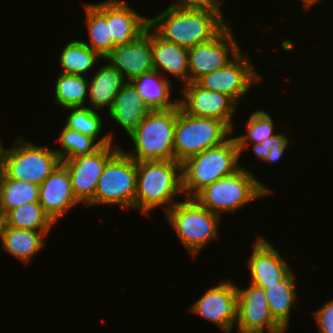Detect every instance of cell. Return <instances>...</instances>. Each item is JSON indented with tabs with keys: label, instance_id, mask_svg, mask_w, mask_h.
Masks as SVG:
<instances>
[{
	"label": "cell",
	"instance_id": "2e32d148",
	"mask_svg": "<svg viewBox=\"0 0 333 333\" xmlns=\"http://www.w3.org/2000/svg\"><path fill=\"white\" fill-rule=\"evenodd\" d=\"M103 59H107L114 69L126 77V82L153 70L152 29L148 26L136 40L117 45Z\"/></svg>",
	"mask_w": 333,
	"mask_h": 333
},
{
	"label": "cell",
	"instance_id": "277c9868",
	"mask_svg": "<svg viewBox=\"0 0 333 333\" xmlns=\"http://www.w3.org/2000/svg\"><path fill=\"white\" fill-rule=\"evenodd\" d=\"M271 193L266 185L243 166L235 173L206 186L194 198L211 212L221 216L241 209L245 204Z\"/></svg>",
	"mask_w": 333,
	"mask_h": 333
},
{
	"label": "cell",
	"instance_id": "74e56055",
	"mask_svg": "<svg viewBox=\"0 0 333 333\" xmlns=\"http://www.w3.org/2000/svg\"><path fill=\"white\" fill-rule=\"evenodd\" d=\"M321 0H301V2L303 3V7L305 8H310L312 5L314 6L315 3H318Z\"/></svg>",
	"mask_w": 333,
	"mask_h": 333
},
{
	"label": "cell",
	"instance_id": "ba28073f",
	"mask_svg": "<svg viewBox=\"0 0 333 333\" xmlns=\"http://www.w3.org/2000/svg\"><path fill=\"white\" fill-rule=\"evenodd\" d=\"M61 163L53 149L18 137L12 147L3 151L2 172L9 178L40 186Z\"/></svg>",
	"mask_w": 333,
	"mask_h": 333
},
{
	"label": "cell",
	"instance_id": "30bf717a",
	"mask_svg": "<svg viewBox=\"0 0 333 333\" xmlns=\"http://www.w3.org/2000/svg\"><path fill=\"white\" fill-rule=\"evenodd\" d=\"M118 145L100 146L91 154L62 161L67 168L74 196L87 205L96 192L97 183L107 161L119 150Z\"/></svg>",
	"mask_w": 333,
	"mask_h": 333
},
{
	"label": "cell",
	"instance_id": "3957f363",
	"mask_svg": "<svg viewBox=\"0 0 333 333\" xmlns=\"http://www.w3.org/2000/svg\"><path fill=\"white\" fill-rule=\"evenodd\" d=\"M240 157L237 140L232 137L182 162L184 196L194 198L206 186L235 173L241 168L238 165Z\"/></svg>",
	"mask_w": 333,
	"mask_h": 333
},
{
	"label": "cell",
	"instance_id": "4fadbf2b",
	"mask_svg": "<svg viewBox=\"0 0 333 333\" xmlns=\"http://www.w3.org/2000/svg\"><path fill=\"white\" fill-rule=\"evenodd\" d=\"M237 285L230 280L209 288L189 311L215 323L226 333H232L238 321Z\"/></svg>",
	"mask_w": 333,
	"mask_h": 333
},
{
	"label": "cell",
	"instance_id": "d6986e66",
	"mask_svg": "<svg viewBox=\"0 0 333 333\" xmlns=\"http://www.w3.org/2000/svg\"><path fill=\"white\" fill-rule=\"evenodd\" d=\"M39 203L55 223L79 203L72 191L69 172L62 163L39 186Z\"/></svg>",
	"mask_w": 333,
	"mask_h": 333
},
{
	"label": "cell",
	"instance_id": "8fae6325",
	"mask_svg": "<svg viewBox=\"0 0 333 333\" xmlns=\"http://www.w3.org/2000/svg\"><path fill=\"white\" fill-rule=\"evenodd\" d=\"M232 34L231 28L227 25L212 40L188 49L189 83L196 82L203 75L221 69L241 52Z\"/></svg>",
	"mask_w": 333,
	"mask_h": 333
},
{
	"label": "cell",
	"instance_id": "83f0119b",
	"mask_svg": "<svg viewBox=\"0 0 333 333\" xmlns=\"http://www.w3.org/2000/svg\"><path fill=\"white\" fill-rule=\"evenodd\" d=\"M6 225L35 231H50L55 222L39 202L25 203L5 214Z\"/></svg>",
	"mask_w": 333,
	"mask_h": 333
},
{
	"label": "cell",
	"instance_id": "8d00e7d4",
	"mask_svg": "<svg viewBox=\"0 0 333 333\" xmlns=\"http://www.w3.org/2000/svg\"><path fill=\"white\" fill-rule=\"evenodd\" d=\"M5 225H6L5 213L3 212L2 208L0 207V239H1L2 233L4 231Z\"/></svg>",
	"mask_w": 333,
	"mask_h": 333
},
{
	"label": "cell",
	"instance_id": "4dcf8cb0",
	"mask_svg": "<svg viewBox=\"0 0 333 333\" xmlns=\"http://www.w3.org/2000/svg\"><path fill=\"white\" fill-rule=\"evenodd\" d=\"M58 76L54 90L55 103L63 108L84 107L86 96H89V80L84 75L59 73Z\"/></svg>",
	"mask_w": 333,
	"mask_h": 333
},
{
	"label": "cell",
	"instance_id": "ac0fdd59",
	"mask_svg": "<svg viewBox=\"0 0 333 333\" xmlns=\"http://www.w3.org/2000/svg\"><path fill=\"white\" fill-rule=\"evenodd\" d=\"M253 244L252 254L247 260L252 284L267 288L282 282L292 272L270 241L259 236Z\"/></svg>",
	"mask_w": 333,
	"mask_h": 333
},
{
	"label": "cell",
	"instance_id": "5b68a950",
	"mask_svg": "<svg viewBox=\"0 0 333 333\" xmlns=\"http://www.w3.org/2000/svg\"><path fill=\"white\" fill-rule=\"evenodd\" d=\"M173 205L165 214L182 245L193 257L219 237L220 216L202 206L195 198Z\"/></svg>",
	"mask_w": 333,
	"mask_h": 333
},
{
	"label": "cell",
	"instance_id": "7402d4cb",
	"mask_svg": "<svg viewBox=\"0 0 333 333\" xmlns=\"http://www.w3.org/2000/svg\"><path fill=\"white\" fill-rule=\"evenodd\" d=\"M160 72L153 69L131 81L138 95L152 110H170L179 105V100H171L172 82L161 77Z\"/></svg>",
	"mask_w": 333,
	"mask_h": 333
},
{
	"label": "cell",
	"instance_id": "d6a6232c",
	"mask_svg": "<svg viewBox=\"0 0 333 333\" xmlns=\"http://www.w3.org/2000/svg\"><path fill=\"white\" fill-rule=\"evenodd\" d=\"M245 135L235 137L238 144H259L275 135L274 122L266 111H254L246 125Z\"/></svg>",
	"mask_w": 333,
	"mask_h": 333
},
{
	"label": "cell",
	"instance_id": "7c38bea8",
	"mask_svg": "<svg viewBox=\"0 0 333 333\" xmlns=\"http://www.w3.org/2000/svg\"><path fill=\"white\" fill-rule=\"evenodd\" d=\"M252 66L249 58L240 52L229 64L203 75L196 83L204 89L226 94L239 104L251 86L262 80Z\"/></svg>",
	"mask_w": 333,
	"mask_h": 333
},
{
	"label": "cell",
	"instance_id": "9c48e42d",
	"mask_svg": "<svg viewBox=\"0 0 333 333\" xmlns=\"http://www.w3.org/2000/svg\"><path fill=\"white\" fill-rule=\"evenodd\" d=\"M137 162L120 148L106 163L94 198L86 205L114 204L134 209Z\"/></svg>",
	"mask_w": 333,
	"mask_h": 333
},
{
	"label": "cell",
	"instance_id": "52a82bcc",
	"mask_svg": "<svg viewBox=\"0 0 333 333\" xmlns=\"http://www.w3.org/2000/svg\"><path fill=\"white\" fill-rule=\"evenodd\" d=\"M231 132L233 133L224 122L189 115L178 105L174 133L175 161L182 163L206 149L223 143Z\"/></svg>",
	"mask_w": 333,
	"mask_h": 333
},
{
	"label": "cell",
	"instance_id": "4316f807",
	"mask_svg": "<svg viewBox=\"0 0 333 333\" xmlns=\"http://www.w3.org/2000/svg\"><path fill=\"white\" fill-rule=\"evenodd\" d=\"M85 25L89 35V43L84 42L102 58L113 50V39L110 37V24L107 18L92 4L85 3Z\"/></svg>",
	"mask_w": 333,
	"mask_h": 333
},
{
	"label": "cell",
	"instance_id": "d4e9b609",
	"mask_svg": "<svg viewBox=\"0 0 333 333\" xmlns=\"http://www.w3.org/2000/svg\"><path fill=\"white\" fill-rule=\"evenodd\" d=\"M295 279L293 272H291L277 285L263 288L272 317L285 331L289 324L292 307H297L294 303L297 300Z\"/></svg>",
	"mask_w": 333,
	"mask_h": 333
},
{
	"label": "cell",
	"instance_id": "f35d334b",
	"mask_svg": "<svg viewBox=\"0 0 333 333\" xmlns=\"http://www.w3.org/2000/svg\"><path fill=\"white\" fill-rule=\"evenodd\" d=\"M3 151H4L3 145L0 143V174L2 172V156H3Z\"/></svg>",
	"mask_w": 333,
	"mask_h": 333
},
{
	"label": "cell",
	"instance_id": "1f68e13d",
	"mask_svg": "<svg viewBox=\"0 0 333 333\" xmlns=\"http://www.w3.org/2000/svg\"><path fill=\"white\" fill-rule=\"evenodd\" d=\"M59 142L62 150H54L61 161L72 159L76 156L91 154L96 151L100 145L90 136L84 135L66 126L62 128L59 136Z\"/></svg>",
	"mask_w": 333,
	"mask_h": 333
},
{
	"label": "cell",
	"instance_id": "6da1fadb",
	"mask_svg": "<svg viewBox=\"0 0 333 333\" xmlns=\"http://www.w3.org/2000/svg\"><path fill=\"white\" fill-rule=\"evenodd\" d=\"M223 18L222 11L173 3L149 18V27L162 39L190 49L215 38L228 25Z\"/></svg>",
	"mask_w": 333,
	"mask_h": 333
},
{
	"label": "cell",
	"instance_id": "f1b7e54d",
	"mask_svg": "<svg viewBox=\"0 0 333 333\" xmlns=\"http://www.w3.org/2000/svg\"><path fill=\"white\" fill-rule=\"evenodd\" d=\"M70 110L65 126L93 138L100 146L113 144V134L107 133L97 140L102 130V119L95 109L90 107H68Z\"/></svg>",
	"mask_w": 333,
	"mask_h": 333
},
{
	"label": "cell",
	"instance_id": "44dd1931",
	"mask_svg": "<svg viewBox=\"0 0 333 333\" xmlns=\"http://www.w3.org/2000/svg\"><path fill=\"white\" fill-rule=\"evenodd\" d=\"M152 55L154 69L162 74L169 73L189 83L188 49L168 42L152 32Z\"/></svg>",
	"mask_w": 333,
	"mask_h": 333
},
{
	"label": "cell",
	"instance_id": "9a60e30c",
	"mask_svg": "<svg viewBox=\"0 0 333 333\" xmlns=\"http://www.w3.org/2000/svg\"><path fill=\"white\" fill-rule=\"evenodd\" d=\"M237 296L239 309L236 324L239 333H265L267 329L269 333H285V330L272 317L267 296L262 287L252 283L245 289L237 286Z\"/></svg>",
	"mask_w": 333,
	"mask_h": 333
},
{
	"label": "cell",
	"instance_id": "484cf974",
	"mask_svg": "<svg viewBox=\"0 0 333 333\" xmlns=\"http://www.w3.org/2000/svg\"><path fill=\"white\" fill-rule=\"evenodd\" d=\"M102 57L81 40H74L65 45L59 57L61 73L83 75L96 66Z\"/></svg>",
	"mask_w": 333,
	"mask_h": 333
},
{
	"label": "cell",
	"instance_id": "e575fe53",
	"mask_svg": "<svg viewBox=\"0 0 333 333\" xmlns=\"http://www.w3.org/2000/svg\"><path fill=\"white\" fill-rule=\"evenodd\" d=\"M313 316L320 333H333V299L326 301Z\"/></svg>",
	"mask_w": 333,
	"mask_h": 333
},
{
	"label": "cell",
	"instance_id": "8992f818",
	"mask_svg": "<svg viewBox=\"0 0 333 333\" xmlns=\"http://www.w3.org/2000/svg\"><path fill=\"white\" fill-rule=\"evenodd\" d=\"M177 107L170 110H155L129 135L134 143L133 152H126L136 162L175 161L174 133Z\"/></svg>",
	"mask_w": 333,
	"mask_h": 333
},
{
	"label": "cell",
	"instance_id": "7a4b0ae2",
	"mask_svg": "<svg viewBox=\"0 0 333 333\" xmlns=\"http://www.w3.org/2000/svg\"><path fill=\"white\" fill-rule=\"evenodd\" d=\"M177 193H183L181 163L170 160L137 162L134 209L149 216L151 210L162 206L166 213L178 203L173 201Z\"/></svg>",
	"mask_w": 333,
	"mask_h": 333
},
{
	"label": "cell",
	"instance_id": "cb8c5ba5",
	"mask_svg": "<svg viewBox=\"0 0 333 333\" xmlns=\"http://www.w3.org/2000/svg\"><path fill=\"white\" fill-rule=\"evenodd\" d=\"M124 77L109 63L102 66L94 77L89 80V103L92 109H101L113 104V101L122 86L125 84Z\"/></svg>",
	"mask_w": 333,
	"mask_h": 333
},
{
	"label": "cell",
	"instance_id": "ffe728a7",
	"mask_svg": "<svg viewBox=\"0 0 333 333\" xmlns=\"http://www.w3.org/2000/svg\"><path fill=\"white\" fill-rule=\"evenodd\" d=\"M151 111L133 84L126 82L108 109V114L130 135Z\"/></svg>",
	"mask_w": 333,
	"mask_h": 333
},
{
	"label": "cell",
	"instance_id": "603a6c76",
	"mask_svg": "<svg viewBox=\"0 0 333 333\" xmlns=\"http://www.w3.org/2000/svg\"><path fill=\"white\" fill-rule=\"evenodd\" d=\"M48 233L5 226L0 241L7 253L27 264L45 246Z\"/></svg>",
	"mask_w": 333,
	"mask_h": 333
},
{
	"label": "cell",
	"instance_id": "5bb4252c",
	"mask_svg": "<svg viewBox=\"0 0 333 333\" xmlns=\"http://www.w3.org/2000/svg\"><path fill=\"white\" fill-rule=\"evenodd\" d=\"M179 99L180 108L189 115L214 118L224 122L232 131L237 103L228 95L200 87L196 82L184 84Z\"/></svg>",
	"mask_w": 333,
	"mask_h": 333
},
{
	"label": "cell",
	"instance_id": "836d02e7",
	"mask_svg": "<svg viewBox=\"0 0 333 333\" xmlns=\"http://www.w3.org/2000/svg\"><path fill=\"white\" fill-rule=\"evenodd\" d=\"M290 140L283 134H275L259 144H238L240 154L243 150L252 145L253 152L258 159L268 163L279 161L283 156L285 149L288 147Z\"/></svg>",
	"mask_w": 333,
	"mask_h": 333
},
{
	"label": "cell",
	"instance_id": "d590c367",
	"mask_svg": "<svg viewBox=\"0 0 333 333\" xmlns=\"http://www.w3.org/2000/svg\"><path fill=\"white\" fill-rule=\"evenodd\" d=\"M222 0H175L174 4L182 7L210 8L222 11L220 4Z\"/></svg>",
	"mask_w": 333,
	"mask_h": 333
},
{
	"label": "cell",
	"instance_id": "e0dca14e",
	"mask_svg": "<svg viewBox=\"0 0 333 333\" xmlns=\"http://www.w3.org/2000/svg\"><path fill=\"white\" fill-rule=\"evenodd\" d=\"M110 24L113 49L117 45L130 43L143 34L149 26V18L134 11L124 0H104L93 4Z\"/></svg>",
	"mask_w": 333,
	"mask_h": 333
},
{
	"label": "cell",
	"instance_id": "f546056e",
	"mask_svg": "<svg viewBox=\"0 0 333 333\" xmlns=\"http://www.w3.org/2000/svg\"><path fill=\"white\" fill-rule=\"evenodd\" d=\"M39 202V186L0 174V207L6 214L25 203Z\"/></svg>",
	"mask_w": 333,
	"mask_h": 333
}]
</instances>
